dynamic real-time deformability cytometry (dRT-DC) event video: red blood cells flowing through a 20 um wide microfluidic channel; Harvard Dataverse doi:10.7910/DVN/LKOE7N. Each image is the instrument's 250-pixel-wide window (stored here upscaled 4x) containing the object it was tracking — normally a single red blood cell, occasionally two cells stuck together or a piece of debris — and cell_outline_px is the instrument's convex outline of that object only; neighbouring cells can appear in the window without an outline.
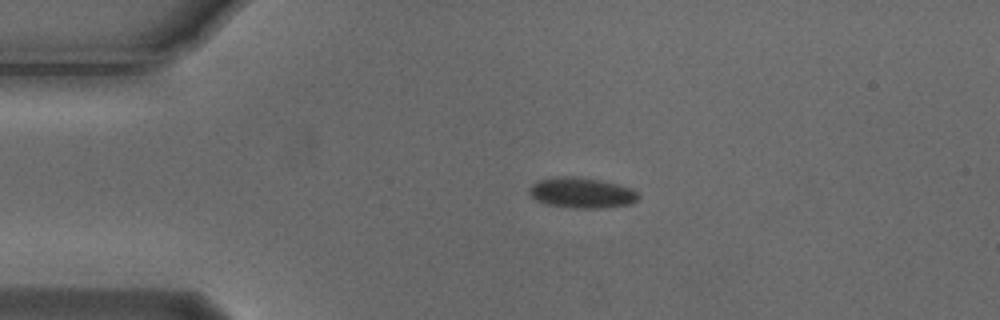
{"species": "Egyptian fruit bat (a non-hibernating species)", "species_latin": "Rousettus aegyptiacus", "temperature_condition": "cold", "stored_images_in_passage": 4, "camera_frame_rate_fps": 3000, "um_per_image_px": 0.085, "animal": {"sex": "male"}, "frame": {"image": 1, "passage_image": 3, "time_ms": 0.667, "image_size_px": [1000, 320], "cell_outline_px": [[640, 196], [636, 200], [628, 204], [604, 208], [576, 208], [544, 204], [536, 200], [528, 192], [528, 188], [532, 184], [540, 180], [564, 176], [572, 176], [600, 180], [616, 184], [628, 188], [636, 192]], "centroid_in_image_um": [49.4, 16.4], "position_along_channel_um": 35.6, "area_um2": 19.13}}